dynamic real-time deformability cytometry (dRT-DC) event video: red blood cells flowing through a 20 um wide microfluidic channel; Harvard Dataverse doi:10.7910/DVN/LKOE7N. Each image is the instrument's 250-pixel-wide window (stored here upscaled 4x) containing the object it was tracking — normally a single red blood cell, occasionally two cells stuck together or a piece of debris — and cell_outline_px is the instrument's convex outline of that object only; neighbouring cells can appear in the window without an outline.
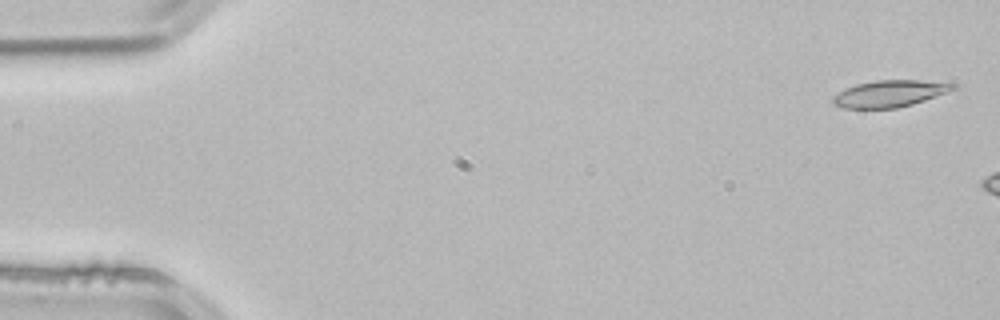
{"species": "common noctule bat (a hibernating species)", "species_latin": "Nyctalus noctula", "temperature_condition": "room temperature", "stored_images_in_passage": 2, "camera_frame_rate_fps": 3000, "um_per_image_px": 0.085, "animal": {"sex": "male", "body_mass_g": 21.5, "forearm_length_mm": 52.0}, "frame": {"image": 1, "passage_image": 1, "time_ms": 0.0, "image_size_px": [1000, 320], "cell_outline_px": [[956, 88], [948, 92], [912, 104], [896, 108], [844, 108], [832, 104], [832, 96], [844, 88], [856, 84], [876, 80], [916, 80], [956, 84]], "centroid_in_image_um": [75.56, 7.96], "position_along_channel_um": 9.4, "area_um2": 18.61}}